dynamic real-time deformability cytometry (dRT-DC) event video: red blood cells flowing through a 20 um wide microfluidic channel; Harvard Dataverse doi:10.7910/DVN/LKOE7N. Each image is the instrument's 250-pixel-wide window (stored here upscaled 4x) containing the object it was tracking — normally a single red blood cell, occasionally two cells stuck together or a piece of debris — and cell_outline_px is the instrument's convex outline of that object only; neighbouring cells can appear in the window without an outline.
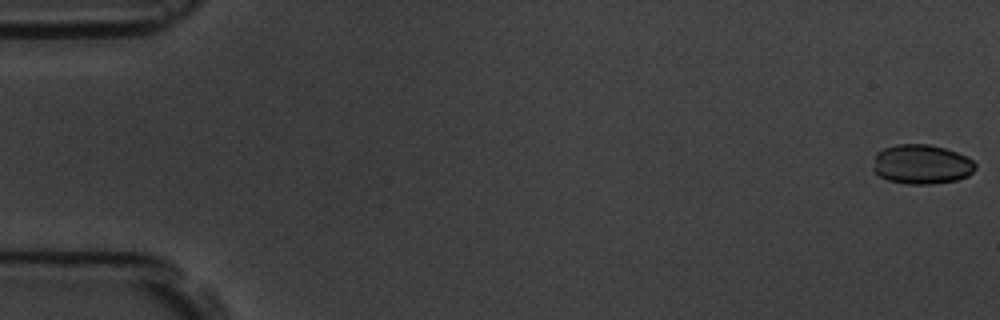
{"species": "common noctule bat (a hibernating species)", "species_latin": "Nyctalus noctula", "temperature_condition": "room temperature", "stored_images_in_passage": 5, "camera_frame_rate_fps": 3000, "um_per_image_px": 0.085, "animal": {"sex": "male", "body_mass_g": 19.5, "forearm_length_mm": 54.6}, "frame": {"image": 1, "passage_image": 1, "time_ms": 0.0, "image_size_px": [1000, 320], "cell_outline_px": [[976, 168], [968, 176], [956, 180], [928, 184], [908, 184], [888, 180], [880, 176], [872, 168], [876, 152], [884, 148], [896, 144], [928, 144], [944, 148], [956, 152], [972, 160], [976, 164]], "centroid_in_image_um": [78.32, 13.96], "position_along_channel_um": 6.7, "area_um2": 23.47}}
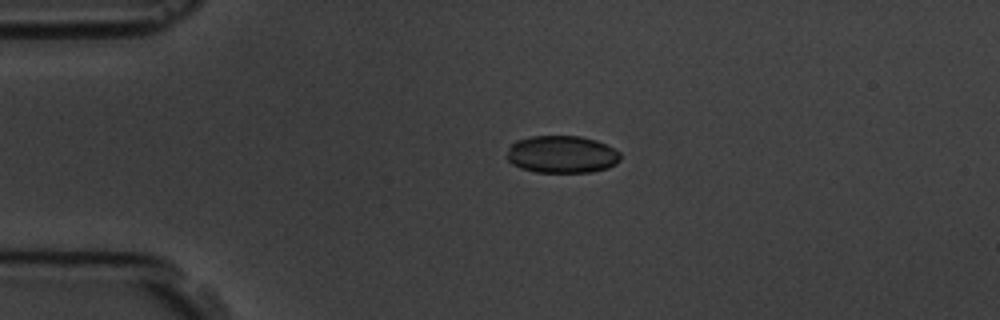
{"frame": {"image": 2, "passage_image": 4, "time_ms": 4.0, "image_size_px": [1000, 320], "cell_outline_px": [[620, 160], [616, 164], [608, 168], [592, 172], [536, 172], [520, 168], [512, 164], [508, 160], [508, 148], [516, 140], [532, 136], [580, 136], [596, 140], [620, 152]], "centroid_in_image_um": [47.76, 13.12], "position_along_channel_um": 37.2, "area_um2": 24.74}}